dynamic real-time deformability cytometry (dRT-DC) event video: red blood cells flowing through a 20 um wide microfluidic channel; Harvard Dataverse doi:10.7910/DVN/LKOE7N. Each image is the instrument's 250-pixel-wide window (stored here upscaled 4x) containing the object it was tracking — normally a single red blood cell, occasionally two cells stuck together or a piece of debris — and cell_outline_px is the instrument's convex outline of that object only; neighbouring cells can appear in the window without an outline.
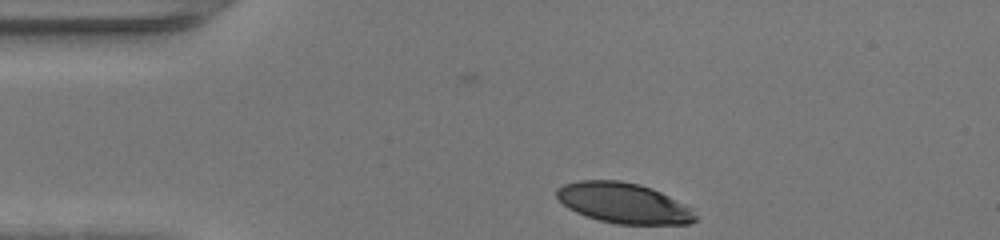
{"species": "human", "species_latin": "Homo sapiens", "temperature_condition": "warm", "stored_images_in_passage": 30, "camera_frame_rate_fps": 3000, "um_per_image_px": 0.085, "donor": {"sex": "female"}, "frame": {"image": 1, "passage_image": 1, "time_ms": 0.0, "image_size_px": [1000, 240], "cell_outline_px": [[696, 220], [688, 224], [616, 224], [600, 220], [576, 212], [568, 208], [556, 196], [556, 188], [564, 184], [580, 180], [620, 180], [640, 184], [652, 188], [692, 208], [696, 216]], "centroid_in_image_um": [53.0, 17.25], "position_along_channel_um": 32.0, "area_um2": 32.54}}
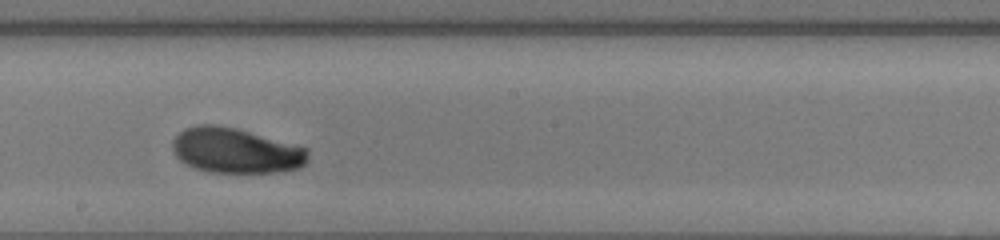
{"frame": {"image": 2, "passage_image": 18, "time_ms": 5.667, "image_size_px": [1000, 240], "cell_outline_px": [[308, 160], [300, 168], [284, 172], [208, 172], [196, 168], [180, 160], [176, 156], [172, 148], [172, 140], [184, 128], [196, 124], [216, 124], [236, 128], [308, 148]], "centroid_in_image_um": [20.04, 12.79], "position_along_channel_um": 228.2, "area_um2": 35.78}}
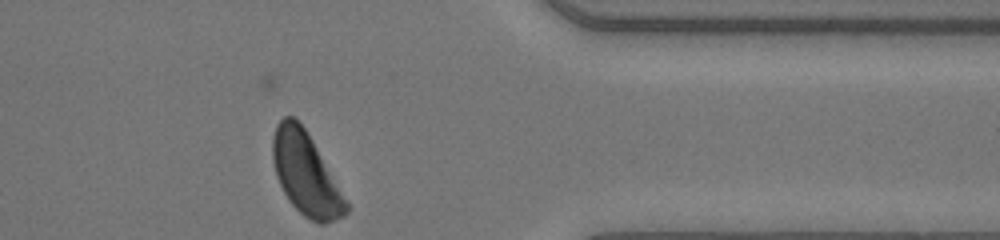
{"frame": {"image": 3, "passage_image": 30, "time_ms": 9.667, "image_size_px": [1000, 240], "cell_outline_px": [[348, 212], [344, 216], [324, 224], [320, 224], [304, 216], [288, 200], [276, 176], [272, 160], [272, 136], [276, 124], [284, 116], [292, 116], [304, 128], [312, 140], [348, 204]], "centroid_in_image_um": [25.95, 14.78], "position_along_channel_um": 385.4, "area_um2": 34.62}, "authors_computed_cell_mechanics": {"area_um2": 35.6048, "velocity_mm_per_s": 4.3521, "shape_relaxation_time_tau1_ms": 2.3056, "shape_relaxation_time_tau2_ms": null, "deformation_change_tau1": 0.104, "deformation_change_tau2": null}}